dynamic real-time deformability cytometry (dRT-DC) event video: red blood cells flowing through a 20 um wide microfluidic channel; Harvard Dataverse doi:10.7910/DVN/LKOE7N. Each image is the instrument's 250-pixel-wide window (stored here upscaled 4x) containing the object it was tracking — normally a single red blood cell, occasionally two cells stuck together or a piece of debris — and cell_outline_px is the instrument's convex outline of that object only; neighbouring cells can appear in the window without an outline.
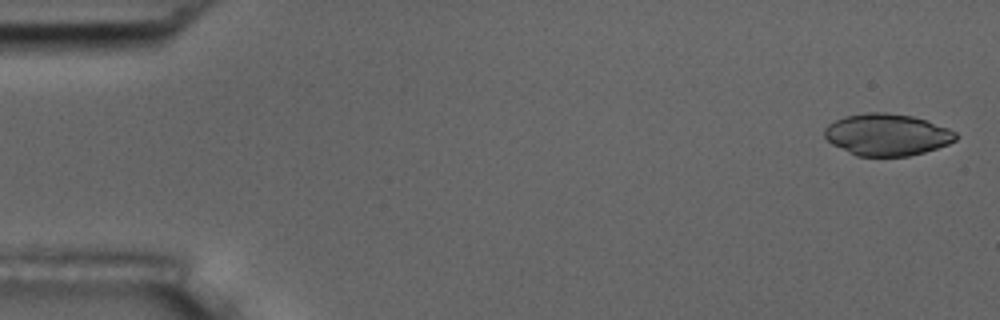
{"species": "common noctule bat (a hibernating species)", "species_latin": "Nyctalus noctula", "temperature_condition": "room temperature", "stored_images_in_passage": 4, "camera_frame_rate_fps": 3000, "um_per_image_px": 0.085, "animal": {"sex": "male", "body_mass_g": 17.5, "forearm_length_mm": 52.3}, "frame": {"image": 1, "passage_image": 1, "time_ms": 0.0, "image_size_px": [1000, 320], "cell_outline_px": [[960, 136], [956, 140], [948, 144], [924, 152], [908, 156], [856, 156], [832, 144], [824, 136], [824, 128], [828, 124], [844, 116], [868, 112], [884, 112], [912, 116], [948, 128], [956, 132]], "centroid_in_image_um": [75.39, 11.45], "position_along_channel_um": 9.6, "area_um2": 31.96}}